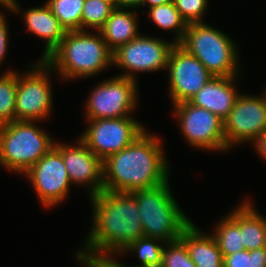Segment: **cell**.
Wrapping results in <instances>:
<instances>
[{
	"label": "cell",
	"instance_id": "cell-10",
	"mask_svg": "<svg viewBox=\"0 0 266 267\" xmlns=\"http://www.w3.org/2000/svg\"><path fill=\"white\" fill-rule=\"evenodd\" d=\"M173 116L179 130L192 148L225 152L223 120L207 109L194 106L189 101L173 105Z\"/></svg>",
	"mask_w": 266,
	"mask_h": 267
},
{
	"label": "cell",
	"instance_id": "cell-2",
	"mask_svg": "<svg viewBox=\"0 0 266 267\" xmlns=\"http://www.w3.org/2000/svg\"><path fill=\"white\" fill-rule=\"evenodd\" d=\"M147 131L103 161V190L131 193L170 180V163L160 138Z\"/></svg>",
	"mask_w": 266,
	"mask_h": 267
},
{
	"label": "cell",
	"instance_id": "cell-3",
	"mask_svg": "<svg viewBox=\"0 0 266 267\" xmlns=\"http://www.w3.org/2000/svg\"><path fill=\"white\" fill-rule=\"evenodd\" d=\"M67 31L60 44L44 61L63 80L96 76L112 66L113 52L99 31Z\"/></svg>",
	"mask_w": 266,
	"mask_h": 267
},
{
	"label": "cell",
	"instance_id": "cell-28",
	"mask_svg": "<svg viewBox=\"0 0 266 267\" xmlns=\"http://www.w3.org/2000/svg\"><path fill=\"white\" fill-rule=\"evenodd\" d=\"M223 267H266V247L223 256Z\"/></svg>",
	"mask_w": 266,
	"mask_h": 267
},
{
	"label": "cell",
	"instance_id": "cell-34",
	"mask_svg": "<svg viewBox=\"0 0 266 267\" xmlns=\"http://www.w3.org/2000/svg\"><path fill=\"white\" fill-rule=\"evenodd\" d=\"M142 0H119V8H139Z\"/></svg>",
	"mask_w": 266,
	"mask_h": 267
},
{
	"label": "cell",
	"instance_id": "cell-32",
	"mask_svg": "<svg viewBox=\"0 0 266 267\" xmlns=\"http://www.w3.org/2000/svg\"><path fill=\"white\" fill-rule=\"evenodd\" d=\"M80 267H118L113 261H93L76 258Z\"/></svg>",
	"mask_w": 266,
	"mask_h": 267
},
{
	"label": "cell",
	"instance_id": "cell-4",
	"mask_svg": "<svg viewBox=\"0 0 266 267\" xmlns=\"http://www.w3.org/2000/svg\"><path fill=\"white\" fill-rule=\"evenodd\" d=\"M169 180L158 186L131 192L136 198L143 236L167 243L180 239L192 222L173 197Z\"/></svg>",
	"mask_w": 266,
	"mask_h": 267
},
{
	"label": "cell",
	"instance_id": "cell-31",
	"mask_svg": "<svg viewBox=\"0 0 266 267\" xmlns=\"http://www.w3.org/2000/svg\"><path fill=\"white\" fill-rule=\"evenodd\" d=\"M255 152L266 161V129L252 143Z\"/></svg>",
	"mask_w": 266,
	"mask_h": 267
},
{
	"label": "cell",
	"instance_id": "cell-1",
	"mask_svg": "<svg viewBox=\"0 0 266 267\" xmlns=\"http://www.w3.org/2000/svg\"><path fill=\"white\" fill-rule=\"evenodd\" d=\"M90 199L92 227L75 258L113 261L116 254L119 256L131 242L143 237L137 200L131 193L105 190Z\"/></svg>",
	"mask_w": 266,
	"mask_h": 267
},
{
	"label": "cell",
	"instance_id": "cell-9",
	"mask_svg": "<svg viewBox=\"0 0 266 267\" xmlns=\"http://www.w3.org/2000/svg\"><path fill=\"white\" fill-rule=\"evenodd\" d=\"M175 42L142 35L113 51L112 66L122 69L117 76L137 81V73L165 70Z\"/></svg>",
	"mask_w": 266,
	"mask_h": 267
},
{
	"label": "cell",
	"instance_id": "cell-18",
	"mask_svg": "<svg viewBox=\"0 0 266 267\" xmlns=\"http://www.w3.org/2000/svg\"><path fill=\"white\" fill-rule=\"evenodd\" d=\"M237 206L227 215L240 227L245 249L266 247V217L260 215L250 200L245 199Z\"/></svg>",
	"mask_w": 266,
	"mask_h": 267
},
{
	"label": "cell",
	"instance_id": "cell-23",
	"mask_svg": "<svg viewBox=\"0 0 266 267\" xmlns=\"http://www.w3.org/2000/svg\"><path fill=\"white\" fill-rule=\"evenodd\" d=\"M211 234L222 256L245 250L240 227L228 215H225L218 224L216 223L214 232Z\"/></svg>",
	"mask_w": 266,
	"mask_h": 267
},
{
	"label": "cell",
	"instance_id": "cell-14",
	"mask_svg": "<svg viewBox=\"0 0 266 267\" xmlns=\"http://www.w3.org/2000/svg\"><path fill=\"white\" fill-rule=\"evenodd\" d=\"M168 90L172 105L189 101L214 76L194 56L179 44H176L169 55Z\"/></svg>",
	"mask_w": 266,
	"mask_h": 267
},
{
	"label": "cell",
	"instance_id": "cell-7",
	"mask_svg": "<svg viewBox=\"0 0 266 267\" xmlns=\"http://www.w3.org/2000/svg\"><path fill=\"white\" fill-rule=\"evenodd\" d=\"M30 65L25 73L17 72L15 121H45L53 109L50 76L54 70L44 60Z\"/></svg>",
	"mask_w": 266,
	"mask_h": 267
},
{
	"label": "cell",
	"instance_id": "cell-8",
	"mask_svg": "<svg viewBox=\"0 0 266 267\" xmlns=\"http://www.w3.org/2000/svg\"><path fill=\"white\" fill-rule=\"evenodd\" d=\"M138 82L114 76L99 82L84 104L85 119H105L131 116L138 106Z\"/></svg>",
	"mask_w": 266,
	"mask_h": 267
},
{
	"label": "cell",
	"instance_id": "cell-35",
	"mask_svg": "<svg viewBox=\"0 0 266 267\" xmlns=\"http://www.w3.org/2000/svg\"><path fill=\"white\" fill-rule=\"evenodd\" d=\"M173 0H142L141 6H148L149 8H152L154 6L164 5L167 3L172 2Z\"/></svg>",
	"mask_w": 266,
	"mask_h": 267
},
{
	"label": "cell",
	"instance_id": "cell-21",
	"mask_svg": "<svg viewBox=\"0 0 266 267\" xmlns=\"http://www.w3.org/2000/svg\"><path fill=\"white\" fill-rule=\"evenodd\" d=\"M164 245L165 242L160 239L143 236L131 242L120 253V255L129 254L130 252L135 253L139 258L138 260H140L138 265L127 266L121 264L117 259H113V262L118 267H161Z\"/></svg>",
	"mask_w": 266,
	"mask_h": 267
},
{
	"label": "cell",
	"instance_id": "cell-13",
	"mask_svg": "<svg viewBox=\"0 0 266 267\" xmlns=\"http://www.w3.org/2000/svg\"><path fill=\"white\" fill-rule=\"evenodd\" d=\"M266 129V90L261 96L241 93L223 120L226 149L253 143Z\"/></svg>",
	"mask_w": 266,
	"mask_h": 267
},
{
	"label": "cell",
	"instance_id": "cell-11",
	"mask_svg": "<svg viewBox=\"0 0 266 267\" xmlns=\"http://www.w3.org/2000/svg\"><path fill=\"white\" fill-rule=\"evenodd\" d=\"M85 120L88 125L79 138L102 161L129 146L146 130L131 116Z\"/></svg>",
	"mask_w": 266,
	"mask_h": 267
},
{
	"label": "cell",
	"instance_id": "cell-36",
	"mask_svg": "<svg viewBox=\"0 0 266 267\" xmlns=\"http://www.w3.org/2000/svg\"><path fill=\"white\" fill-rule=\"evenodd\" d=\"M103 1L112 5L114 8H119V0H103Z\"/></svg>",
	"mask_w": 266,
	"mask_h": 267
},
{
	"label": "cell",
	"instance_id": "cell-19",
	"mask_svg": "<svg viewBox=\"0 0 266 267\" xmlns=\"http://www.w3.org/2000/svg\"><path fill=\"white\" fill-rule=\"evenodd\" d=\"M136 11H132V8H115L99 29L112 52L141 34L138 28L139 14Z\"/></svg>",
	"mask_w": 266,
	"mask_h": 267
},
{
	"label": "cell",
	"instance_id": "cell-5",
	"mask_svg": "<svg viewBox=\"0 0 266 267\" xmlns=\"http://www.w3.org/2000/svg\"><path fill=\"white\" fill-rule=\"evenodd\" d=\"M38 122L12 121L0 125V165L4 169L23 175L52 149L56 140Z\"/></svg>",
	"mask_w": 266,
	"mask_h": 267
},
{
	"label": "cell",
	"instance_id": "cell-20",
	"mask_svg": "<svg viewBox=\"0 0 266 267\" xmlns=\"http://www.w3.org/2000/svg\"><path fill=\"white\" fill-rule=\"evenodd\" d=\"M180 239L185 243L196 267H223V256L212 234H204L191 222Z\"/></svg>",
	"mask_w": 266,
	"mask_h": 267
},
{
	"label": "cell",
	"instance_id": "cell-15",
	"mask_svg": "<svg viewBox=\"0 0 266 267\" xmlns=\"http://www.w3.org/2000/svg\"><path fill=\"white\" fill-rule=\"evenodd\" d=\"M72 146L61 142V156L74 185L89 188V197L103 191V161L79 138Z\"/></svg>",
	"mask_w": 266,
	"mask_h": 267
},
{
	"label": "cell",
	"instance_id": "cell-29",
	"mask_svg": "<svg viewBox=\"0 0 266 267\" xmlns=\"http://www.w3.org/2000/svg\"><path fill=\"white\" fill-rule=\"evenodd\" d=\"M173 2L187 24L205 22L203 16L209 6L208 0H173Z\"/></svg>",
	"mask_w": 266,
	"mask_h": 267
},
{
	"label": "cell",
	"instance_id": "cell-26",
	"mask_svg": "<svg viewBox=\"0 0 266 267\" xmlns=\"http://www.w3.org/2000/svg\"><path fill=\"white\" fill-rule=\"evenodd\" d=\"M115 8L103 0H85L81 15V30L99 29Z\"/></svg>",
	"mask_w": 266,
	"mask_h": 267
},
{
	"label": "cell",
	"instance_id": "cell-22",
	"mask_svg": "<svg viewBox=\"0 0 266 267\" xmlns=\"http://www.w3.org/2000/svg\"><path fill=\"white\" fill-rule=\"evenodd\" d=\"M150 20L156 25V27L165 31L175 32V44H179L185 34L187 28V22L181 17L180 12L174 5V2H170L164 5L154 6L148 9Z\"/></svg>",
	"mask_w": 266,
	"mask_h": 267
},
{
	"label": "cell",
	"instance_id": "cell-25",
	"mask_svg": "<svg viewBox=\"0 0 266 267\" xmlns=\"http://www.w3.org/2000/svg\"><path fill=\"white\" fill-rule=\"evenodd\" d=\"M45 3L66 31L81 30L85 0H47Z\"/></svg>",
	"mask_w": 266,
	"mask_h": 267
},
{
	"label": "cell",
	"instance_id": "cell-17",
	"mask_svg": "<svg viewBox=\"0 0 266 267\" xmlns=\"http://www.w3.org/2000/svg\"><path fill=\"white\" fill-rule=\"evenodd\" d=\"M41 7L27 9L22 16L26 26V31L45 40V48L39 60L47 58L51 52L60 44L66 35L65 28L53 15L50 7L43 3Z\"/></svg>",
	"mask_w": 266,
	"mask_h": 267
},
{
	"label": "cell",
	"instance_id": "cell-12",
	"mask_svg": "<svg viewBox=\"0 0 266 267\" xmlns=\"http://www.w3.org/2000/svg\"><path fill=\"white\" fill-rule=\"evenodd\" d=\"M31 183L43 207H55L68 198L72 185L61 156V142L23 174Z\"/></svg>",
	"mask_w": 266,
	"mask_h": 267
},
{
	"label": "cell",
	"instance_id": "cell-33",
	"mask_svg": "<svg viewBox=\"0 0 266 267\" xmlns=\"http://www.w3.org/2000/svg\"><path fill=\"white\" fill-rule=\"evenodd\" d=\"M0 6H2L3 9L12 12L14 15L22 12L17 0H0Z\"/></svg>",
	"mask_w": 266,
	"mask_h": 267
},
{
	"label": "cell",
	"instance_id": "cell-16",
	"mask_svg": "<svg viewBox=\"0 0 266 267\" xmlns=\"http://www.w3.org/2000/svg\"><path fill=\"white\" fill-rule=\"evenodd\" d=\"M239 77H213L190 100L194 106L207 109L224 120L232 111L238 92Z\"/></svg>",
	"mask_w": 266,
	"mask_h": 267
},
{
	"label": "cell",
	"instance_id": "cell-6",
	"mask_svg": "<svg viewBox=\"0 0 266 267\" xmlns=\"http://www.w3.org/2000/svg\"><path fill=\"white\" fill-rule=\"evenodd\" d=\"M179 45L194 55L214 77H239L236 43L205 22L189 23Z\"/></svg>",
	"mask_w": 266,
	"mask_h": 267
},
{
	"label": "cell",
	"instance_id": "cell-27",
	"mask_svg": "<svg viewBox=\"0 0 266 267\" xmlns=\"http://www.w3.org/2000/svg\"><path fill=\"white\" fill-rule=\"evenodd\" d=\"M161 267H196V264L190 258L185 243L178 239L165 243Z\"/></svg>",
	"mask_w": 266,
	"mask_h": 267
},
{
	"label": "cell",
	"instance_id": "cell-30",
	"mask_svg": "<svg viewBox=\"0 0 266 267\" xmlns=\"http://www.w3.org/2000/svg\"><path fill=\"white\" fill-rule=\"evenodd\" d=\"M7 24V18L4 15L3 11H0V67L2 66L3 60H6V54L9 46V28Z\"/></svg>",
	"mask_w": 266,
	"mask_h": 267
},
{
	"label": "cell",
	"instance_id": "cell-24",
	"mask_svg": "<svg viewBox=\"0 0 266 267\" xmlns=\"http://www.w3.org/2000/svg\"><path fill=\"white\" fill-rule=\"evenodd\" d=\"M17 71L5 70L0 74V125L15 121Z\"/></svg>",
	"mask_w": 266,
	"mask_h": 267
}]
</instances>
